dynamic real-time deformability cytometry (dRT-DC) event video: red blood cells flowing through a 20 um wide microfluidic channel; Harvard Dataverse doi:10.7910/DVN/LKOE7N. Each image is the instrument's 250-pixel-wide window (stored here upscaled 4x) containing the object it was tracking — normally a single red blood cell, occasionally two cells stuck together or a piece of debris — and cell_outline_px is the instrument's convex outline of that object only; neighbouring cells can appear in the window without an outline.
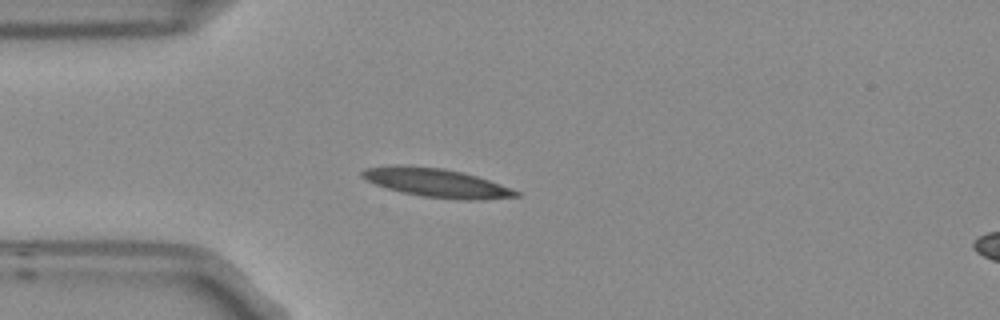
{"species": "Egyptian fruit bat (a non-hibernating species)", "species_latin": "Rousettus aegyptiacus", "temperature_condition": "room temperature", "stored_images_in_passage": 4, "camera_frame_rate_fps": 3000, "um_per_image_px": 0.085, "frame": {"image": 1, "passage_image": 4, "time_ms": 1.0, "image_size_px": [1000, 320], "cell_outline_px": [[520, 196], [480, 200], [464, 200], [424, 196], [404, 192], [388, 188], [376, 184], [360, 176], [360, 172], [364, 168], [392, 164], [400, 164], [444, 168], [476, 176], [512, 188], [520, 192]], "centroid_in_image_um": [37.09, 15.52], "position_along_channel_um": 47.9, "area_um2": 25.66}}